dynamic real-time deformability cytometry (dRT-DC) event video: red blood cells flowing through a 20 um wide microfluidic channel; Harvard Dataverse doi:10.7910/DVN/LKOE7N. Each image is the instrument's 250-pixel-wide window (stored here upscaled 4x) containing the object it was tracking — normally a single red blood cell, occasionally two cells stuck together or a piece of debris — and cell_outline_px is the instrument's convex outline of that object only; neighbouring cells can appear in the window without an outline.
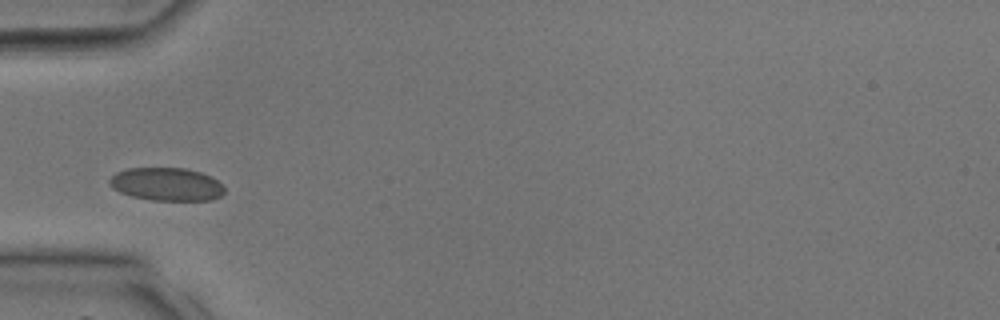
{"species": "common noctule bat (a hibernating species)", "species_latin": "Nyctalus noctula", "temperature_condition": "room temperature", "stored_images_in_passage": 4, "camera_frame_rate_fps": 3000, "um_per_image_px": 0.085, "animal": {"sex": "male", "body_mass_g": 17.9, "forearm_length_mm": 54.2}, "frame": {"image": 1, "passage_image": 1, "time_ms": 0.0, "image_size_px": [1000, 320], "cell_outline_px": [[224, 192], [220, 196], [212, 200], [152, 200], [132, 196], [120, 192], [112, 188], [108, 184], [108, 180], [116, 172], [128, 168], [184, 168], [200, 172], [212, 176], [224, 188]], "centroid_in_image_um": [14.13, 15.65], "position_along_channel_um": 70.9, "area_um2": 22.14}}